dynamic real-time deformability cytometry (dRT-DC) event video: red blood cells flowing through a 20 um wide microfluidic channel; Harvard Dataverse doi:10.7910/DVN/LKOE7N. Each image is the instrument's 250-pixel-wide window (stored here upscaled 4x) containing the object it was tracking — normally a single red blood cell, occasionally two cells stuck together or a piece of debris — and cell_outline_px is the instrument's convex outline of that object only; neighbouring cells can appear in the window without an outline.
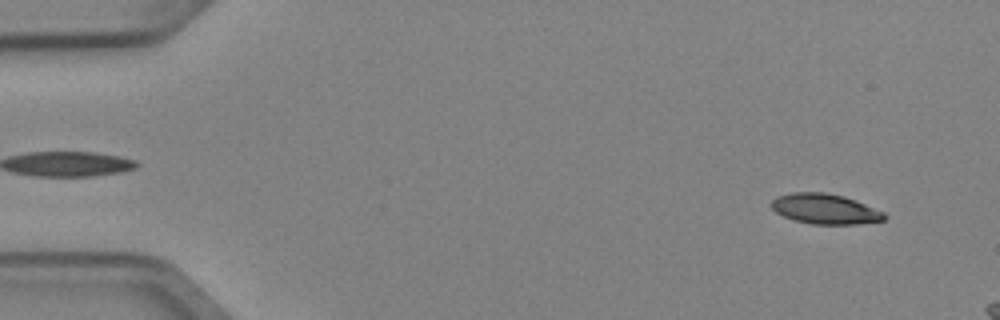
{"species": "Egyptian fruit bat (a non-hibernating species)", "species_latin": "Rousettus aegyptiacus", "temperature_condition": "cold", "stored_images_in_passage": 4, "camera_frame_rate_fps": 3000, "um_per_image_px": 0.085, "animal": {"sex": "female"}, "frame": {"image": 1, "passage_image": 1, "time_ms": 0.0, "image_size_px": [1000, 320], "cell_outline_px": [[888, 216], [884, 220], [856, 224], [812, 224], [792, 220], [776, 212], [772, 208], [772, 200], [776, 196], [792, 192], [824, 192], [844, 196], [856, 200], [884, 212]], "centroid_in_image_um": [70.13, 17.75], "position_along_channel_um": 14.9, "area_um2": 19.94}}